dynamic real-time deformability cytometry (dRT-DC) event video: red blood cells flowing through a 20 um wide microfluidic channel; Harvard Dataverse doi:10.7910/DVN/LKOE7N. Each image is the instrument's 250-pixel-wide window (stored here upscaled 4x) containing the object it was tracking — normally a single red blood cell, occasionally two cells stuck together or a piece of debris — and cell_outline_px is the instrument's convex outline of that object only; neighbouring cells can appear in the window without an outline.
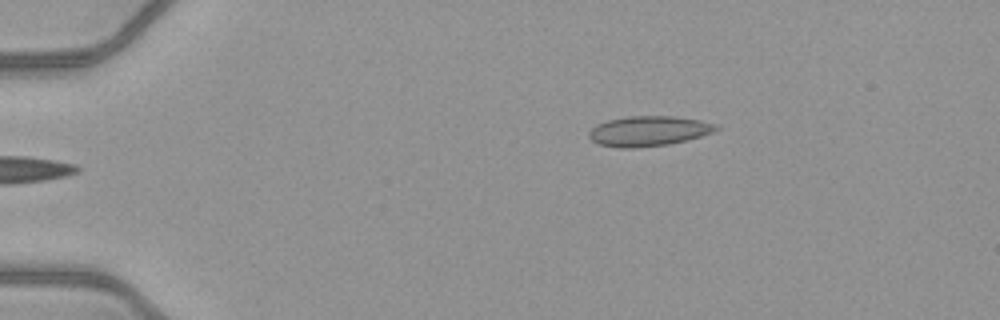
{"species": "common noctule bat (a hibernating species)", "species_latin": "Nyctalus noctula", "temperature_condition": "warm", "stored_images_in_passage": 42, "camera_frame_rate_fps": 3000, "um_per_image_px": 0.085, "animal": {"sex": "female", "body_mass_g": 21.9}, "frame": {"image": 1, "passage_image": 1, "time_ms": 0.0, "image_size_px": [1000, 320], "cell_outline_px": [[720, 128], [712, 132], [700, 136], [668, 144], [632, 148], [620, 148], [600, 144], [592, 140], [588, 136], [588, 132], [596, 124], [608, 120], [628, 116], [672, 116], [700, 120], [716, 124]], "centroid_in_image_um": [55.1, 11.13], "position_along_channel_um": 29.9, "area_um2": 22.08}}
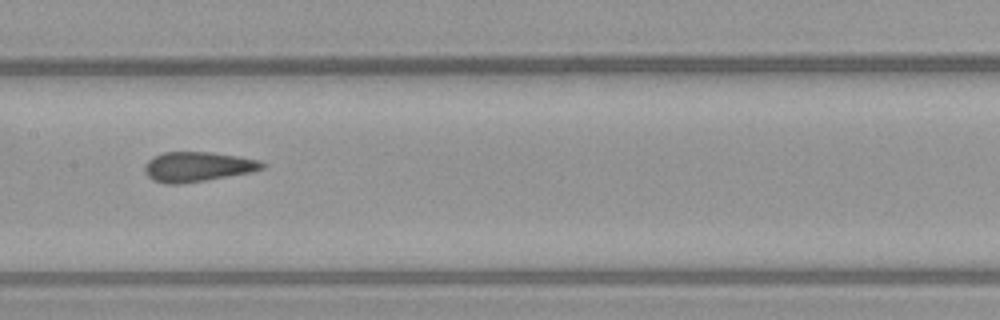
{"frame": {"image": 2, "passage_image": 18, "time_ms": 5.667, "image_size_px": [1000, 320], "cell_outline_px": [[268, 164], [264, 168], [252, 172], [204, 180], [176, 184], [168, 184], [156, 180], [148, 176], [144, 172], [144, 168], [148, 160], [152, 156], [164, 152], [212, 152], [260, 160]], "centroid_in_image_um": [16.82, 14.15], "position_along_channel_um": 190.6, "area_um2": 20.29}}
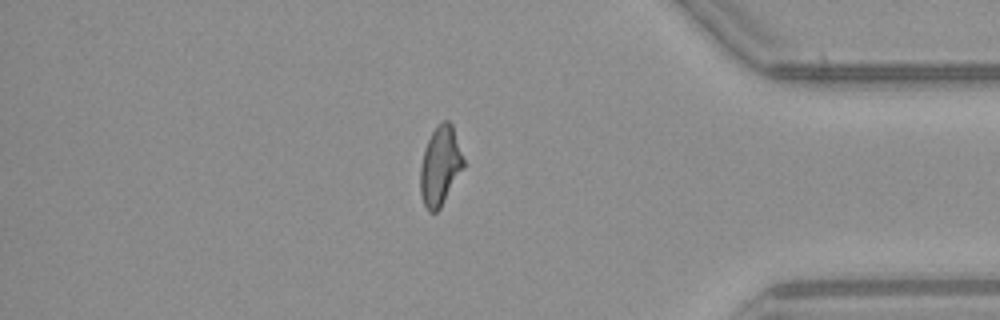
{"frame": {"image": 3, "passage_image": 35, "time_ms": 11.333, "image_size_px": [1000, 320], "cell_outline_px": [[464, 168], [440, 208], [436, 212], [428, 212], [424, 204], [420, 192], [420, 168], [424, 152], [428, 140], [436, 124], [444, 120], [448, 120], [452, 124], [464, 160]], "centroid_in_image_um": [37.42, 14.1], "position_along_channel_um": 397.8, "area_um2": 19.83}, "authors_computed_cell_mechanics": {"area_um2": 20.6057, "velocity_mm_per_s": 4.1111, "shape_relaxation_time_tau1_ms": null, "shape_relaxation_time_tau2_ms": 1.1898, "deformation_change_tau1": null, "deformation_change_tau2": 0.0779}}